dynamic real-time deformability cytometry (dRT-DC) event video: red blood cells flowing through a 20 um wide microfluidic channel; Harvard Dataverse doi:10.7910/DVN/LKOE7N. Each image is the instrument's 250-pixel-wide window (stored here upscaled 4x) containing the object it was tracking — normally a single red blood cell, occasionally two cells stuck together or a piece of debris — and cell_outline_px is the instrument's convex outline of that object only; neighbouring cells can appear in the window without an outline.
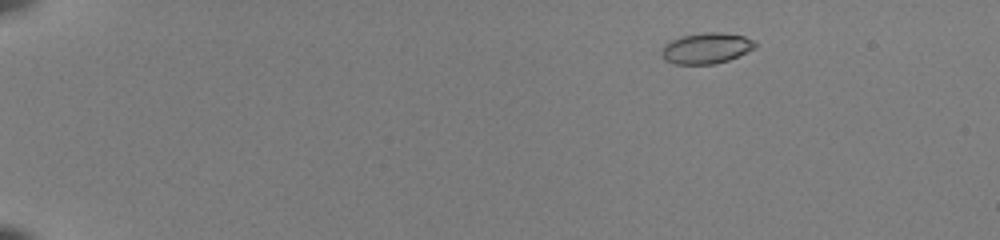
{"species": "common noctule bat (a hibernating species)", "species_latin": "Nyctalus noctula", "temperature_condition": "room temperature", "stored_images_in_passage": 51, "camera_frame_rate_fps": 3000, "um_per_image_px": 0.085, "animal": {"sex": "female", "body_mass_g": 22.0, "forearm_length_mm": 56.7}, "frame": {"image": 1, "passage_image": 6, "time_ms": 1.667, "image_size_px": [1000, 240], "cell_outline_px": [[756, 48], [728, 60], [716, 64], [676, 64], [664, 60], [660, 52], [664, 44], [680, 36], [704, 32], [720, 32], [744, 36], [752, 40], [756, 44]], "centroid_in_image_um": [60.01, 4.1], "position_along_channel_um": 25.0, "area_um2": 16.88}}
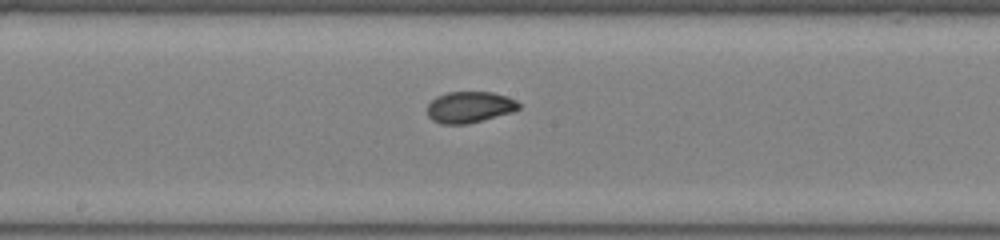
{"frame": {"image": 2, "passage_image": 29, "time_ms": 9.333, "image_size_px": [1000, 240], "cell_outline_px": [[520, 108], [512, 112], [468, 124], [440, 124], [432, 120], [428, 116], [428, 104], [436, 96], [448, 92], [492, 92], [508, 96], [516, 100], [520, 104]], "centroid_in_image_um": [39.92, 9.1], "position_along_channel_um": 208.3, "area_um2": 16.76}}
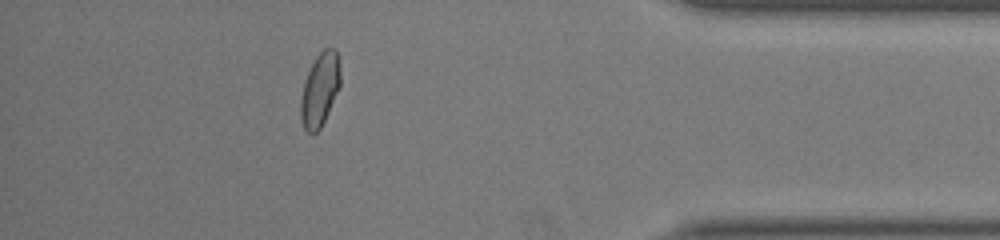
{"frame": {"image": 3, "passage_image": 46, "time_ms": 15.0, "image_size_px": [1000, 240], "cell_outline_px": [[340, 84], [324, 120], [320, 128], [312, 136], [304, 128], [300, 116], [300, 100], [304, 84], [308, 72], [316, 56], [324, 48], [336, 48], [340, 68]], "centroid_in_image_um": [27.18, 7.61], "position_along_channel_um": 408.0, "area_um2": 16.7}, "authors_computed_cell_mechanics": {"area_um2": 16.8198, "velocity_mm_per_s": 4.0003, "shape_relaxation_time_tau1_ms": 7.9738, "shape_relaxation_time_tau2_ms": 1.1266, "deformation_change_tau1": 0.1901, "deformation_change_tau2": 0.0357}}